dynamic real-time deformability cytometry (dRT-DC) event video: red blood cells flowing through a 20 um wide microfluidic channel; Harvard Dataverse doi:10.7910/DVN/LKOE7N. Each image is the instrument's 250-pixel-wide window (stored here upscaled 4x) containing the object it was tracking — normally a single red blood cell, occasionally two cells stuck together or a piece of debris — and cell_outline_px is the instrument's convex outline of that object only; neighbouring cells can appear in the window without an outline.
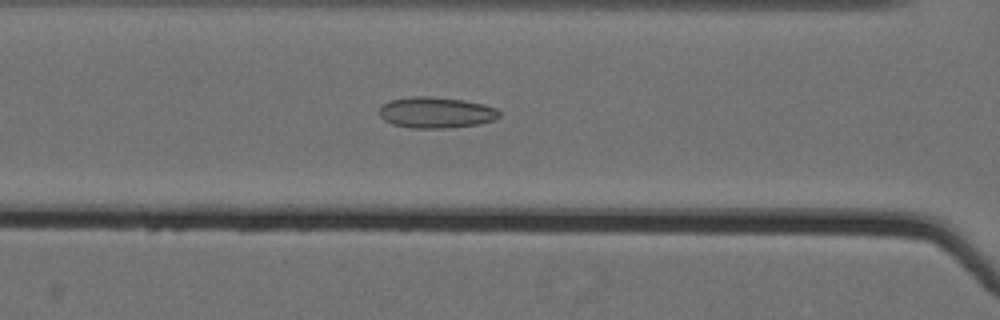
{"species": "Egyptian fruit bat (a non-hibernating species)", "species_latin": "Rousettus aegyptiacus", "temperature_condition": "cold", "stored_images_in_passage": 36, "camera_frame_rate_fps": 3000, "um_per_image_px": 0.085, "animal": {"sex": "female"}, "frame": {"image": 1, "passage_image": 6, "time_ms": 1.667, "image_size_px": [1000, 320], "cell_outline_px": [[500, 116], [496, 120], [476, 124], [448, 128], [408, 128], [392, 124], [384, 120], [380, 116], [380, 108], [384, 104], [392, 100], [412, 96], [428, 96], [464, 100], [484, 104], [496, 108], [500, 112]], "centroid_in_image_um": [37.09, 9.57], "position_along_channel_um": 129.5, "area_um2": 21.73}}
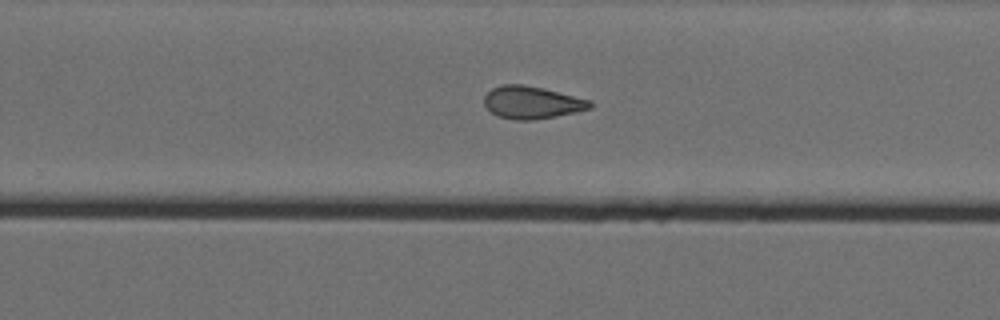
{"frame": {"image": 2, "passage_image": 19, "time_ms": 6.0, "image_size_px": [1000, 320], "cell_outline_px": [[592, 108], [576, 112], [536, 120], [512, 120], [496, 116], [484, 104], [484, 96], [492, 88], [504, 84], [524, 84], [544, 88], [592, 100]], "centroid_in_image_um": [45.22, 8.71], "position_along_channel_um": 284.6, "area_um2": 20.29}}
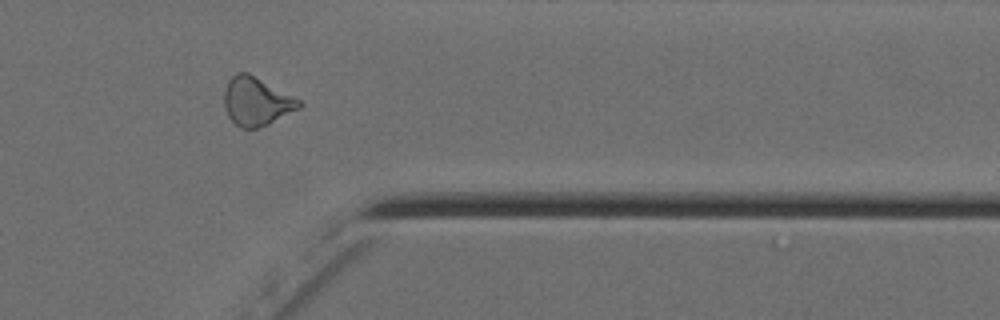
{"frame": {"image": 3, "passage_image": 28, "time_ms": 9.0, "image_size_px": [1000, 320], "cell_outline_px": [[304, 104], [300, 108], [268, 124], [256, 128], [240, 128], [228, 116], [224, 108], [224, 92], [228, 80], [236, 72], [248, 72], [300, 100]], "centroid_in_image_um": [21.78, 8.61], "position_along_channel_um": 389.6, "area_um2": 21.04}, "authors_computed_cell_mechanics": {"area_um2": 20.3456, "velocity_mm_per_s": 3.5908, "shape_relaxation_time_tau1_ms": null, "shape_relaxation_time_tau2_ms": 2.7089, "deformation_change_tau1": null, "deformation_change_tau2": 0.0956}}